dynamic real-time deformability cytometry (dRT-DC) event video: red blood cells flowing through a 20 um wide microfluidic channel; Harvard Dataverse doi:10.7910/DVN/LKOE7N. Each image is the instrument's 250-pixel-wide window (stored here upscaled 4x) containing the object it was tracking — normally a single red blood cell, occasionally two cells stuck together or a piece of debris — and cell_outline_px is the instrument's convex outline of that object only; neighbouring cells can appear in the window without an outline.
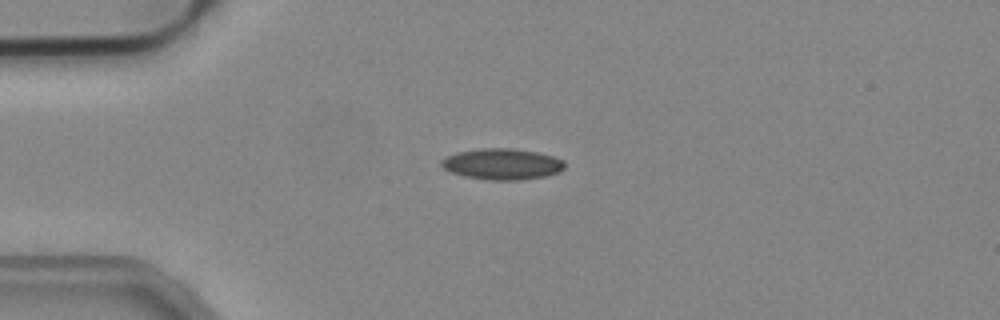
{"species": "common noctule bat (a hibernating species)", "species_latin": "Nyctalus noctula", "temperature_condition": "cold", "stored_images_in_passage": 40, "camera_frame_rate_fps": 3000, "um_per_image_px": 0.085, "animal": {"sex": "male", "body_mass_g": 19.2, "forearm_length_mm": 51.8}, "frame": {"image": 1, "passage_image": 1, "time_ms": 0.0, "image_size_px": [1000, 320], "cell_outline_px": [[564, 168], [560, 172], [548, 176], [520, 180], [492, 180], [464, 176], [452, 172], [444, 168], [440, 164], [440, 160], [444, 156], [456, 152], [480, 148], [512, 148], [536, 152], [552, 156], [564, 160]], "centroid_in_image_um": [42.67, 13.94], "position_along_channel_um": 42.3, "area_um2": 22.48}}
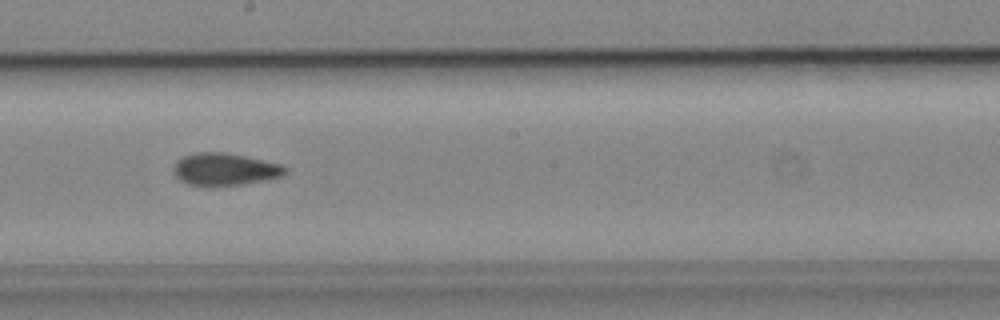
{"frame": {"image": 2, "passage_image": 17, "time_ms": 5.333, "image_size_px": [1000, 320], "cell_outline_px": [[288, 172], [284, 176], [240, 184], [212, 188], [188, 184], [180, 180], [176, 176], [172, 168], [176, 160], [184, 156], [196, 152], [224, 152], [244, 156], [280, 164], [288, 168]], "centroid_in_image_um": [19.07, 14.41], "position_along_channel_um": 229.1, "area_um2": 21.33}}
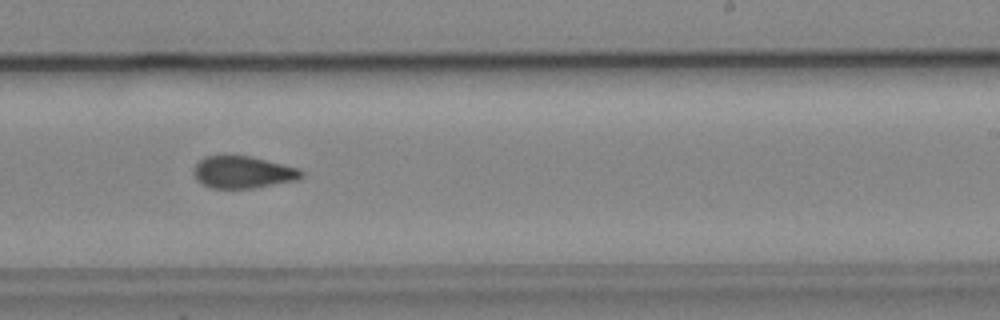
{"frame": {"image": 3, "passage_image": 20, "time_ms": 6.333, "image_size_px": [1000, 320], "cell_outline_px": [[304, 176], [296, 180], [252, 188], [212, 188], [196, 180], [192, 172], [196, 164], [204, 156], [252, 156], [300, 168], [304, 172]], "centroid_in_image_um": [20.66, 14.63], "position_along_channel_um": 268.3, "area_um2": 20.17}, "authors_computed_cell_mechanics": {"area_um2": 20.6057, "velocity_mm_per_s": 3.9629, "shape_relaxation_time_tau1_ms": null, "shape_relaxation_time_tau2_ms": 2.4031, "deformation_change_tau1": null, "deformation_change_tau2": 0.0679}}